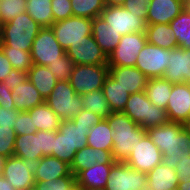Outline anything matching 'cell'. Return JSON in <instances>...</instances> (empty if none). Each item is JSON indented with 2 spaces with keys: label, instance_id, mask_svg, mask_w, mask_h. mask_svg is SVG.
Wrapping results in <instances>:
<instances>
[{
  "label": "cell",
  "instance_id": "6da1fadb",
  "mask_svg": "<svg viewBox=\"0 0 190 190\" xmlns=\"http://www.w3.org/2000/svg\"><path fill=\"white\" fill-rule=\"evenodd\" d=\"M106 120L113 130V160L125 162L137 143L146 134V129H143L123 112H112Z\"/></svg>",
  "mask_w": 190,
  "mask_h": 190
},
{
  "label": "cell",
  "instance_id": "7a4b0ae2",
  "mask_svg": "<svg viewBox=\"0 0 190 190\" xmlns=\"http://www.w3.org/2000/svg\"><path fill=\"white\" fill-rule=\"evenodd\" d=\"M42 27L26 12L0 25V43L17 50L31 51Z\"/></svg>",
  "mask_w": 190,
  "mask_h": 190
},
{
  "label": "cell",
  "instance_id": "3957f363",
  "mask_svg": "<svg viewBox=\"0 0 190 190\" xmlns=\"http://www.w3.org/2000/svg\"><path fill=\"white\" fill-rule=\"evenodd\" d=\"M143 129L169 123L166 109L152 104L145 91L132 93L122 111Z\"/></svg>",
  "mask_w": 190,
  "mask_h": 190
},
{
  "label": "cell",
  "instance_id": "277c9868",
  "mask_svg": "<svg viewBox=\"0 0 190 190\" xmlns=\"http://www.w3.org/2000/svg\"><path fill=\"white\" fill-rule=\"evenodd\" d=\"M48 106L62 120H73L83 105L80 95H77L69 81H58L50 96L45 99Z\"/></svg>",
  "mask_w": 190,
  "mask_h": 190
},
{
  "label": "cell",
  "instance_id": "5b68a950",
  "mask_svg": "<svg viewBox=\"0 0 190 190\" xmlns=\"http://www.w3.org/2000/svg\"><path fill=\"white\" fill-rule=\"evenodd\" d=\"M93 19L72 16L54 22L50 27L61 47L66 51L71 44L86 40L92 33Z\"/></svg>",
  "mask_w": 190,
  "mask_h": 190
},
{
  "label": "cell",
  "instance_id": "8992f818",
  "mask_svg": "<svg viewBox=\"0 0 190 190\" xmlns=\"http://www.w3.org/2000/svg\"><path fill=\"white\" fill-rule=\"evenodd\" d=\"M108 74V64L75 65L69 82L77 95H83L91 91L102 90Z\"/></svg>",
  "mask_w": 190,
  "mask_h": 190
},
{
  "label": "cell",
  "instance_id": "52a82bcc",
  "mask_svg": "<svg viewBox=\"0 0 190 190\" xmlns=\"http://www.w3.org/2000/svg\"><path fill=\"white\" fill-rule=\"evenodd\" d=\"M65 54L66 51L57 41L51 27L41 28L31 47L33 64L48 66Z\"/></svg>",
  "mask_w": 190,
  "mask_h": 190
},
{
  "label": "cell",
  "instance_id": "ba28073f",
  "mask_svg": "<svg viewBox=\"0 0 190 190\" xmlns=\"http://www.w3.org/2000/svg\"><path fill=\"white\" fill-rule=\"evenodd\" d=\"M146 43L145 32L123 35L116 49L108 56V66L135 67L137 55Z\"/></svg>",
  "mask_w": 190,
  "mask_h": 190
},
{
  "label": "cell",
  "instance_id": "9c48e42d",
  "mask_svg": "<svg viewBox=\"0 0 190 190\" xmlns=\"http://www.w3.org/2000/svg\"><path fill=\"white\" fill-rule=\"evenodd\" d=\"M170 50L146 43L137 55L135 67L148 78L163 77L169 65Z\"/></svg>",
  "mask_w": 190,
  "mask_h": 190
},
{
  "label": "cell",
  "instance_id": "30bf717a",
  "mask_svg": "<svg viewBox=\"0 0 190 190\" xmlns=\"http://www.w3.org/2000/svg\"><path fill=\"white\" fill-rule=\"evenodd\" d=\"M100 16L120 35L146 31V22L123 6H105Z\"/></svg>",
  "mask_w": 190,
  "mask_h": 190
},
{
  "label": "cell",
  "instance_id": "8fae6325",
  "mask_svg": "<svg viewBox=\"0 0 190 190\" xmlns=\"http://www.w3.org/2000/svg\"><path fill=\"white\" fill-rule=\"evenodd\" d=\"M147 174L125 162H116L109 173L106 190H141L147 186Z\"/></svg>",
  "mask_w": 190,
  "mask_h": 190
},
{
  "label": "cell",
  "instance_id": "7c38bea8",
  "mask_svg": "<svg viewBox=\"0 0 190 190\" xmlns=\"http://www.w3.org/2000/svg\"><path fill=\"white\" fill-rule=\"evenodd\" d=\"M125 163L133 169L147 174L162 163V153L146 133L137 143Z\"/></svg>",
  "mask_w": 190,
  "mask_h": 190
},
{
  "label": "cell",
  "instance_id": "4fadbf2b",
  "mask_svg": "<svg viewBox=\"0 0 190 190\" xmlns=\"http://www.w3.org/2000/svg\"><path fill=\"white\" fill-rule=\"evenodd\" d=\"M2 176L16 190H33L36 183L33 164L15 156L6 158Z\"/></svg>",
  "mask_w": 190,
  "mask_h": 190
},
{
  "label": "cell",
  "instance_id": "5bb4252c",
  "mask_svg": "<svg viewBox=\"0 0 190 190\" xmlns=\"http://www.w3.org/2000/svg\"><path fill=\"white\" fill-rule=\"evenodd\" d=\"M66 54L76 65H101L108 63V57L96 43L94 37L86 36V40L71 44Z\"/></svg>",
  "mask_w": 190,
  "mask_h": 190
},
{
  "label": "cell",
  "instance_id": "9a60e30c",
  "mask_svg": "<svg viewBox=\"0 0 190 190\" xmlns=\"http://www.w3.org/2000/svg\"><path fill=\"white\" fill-rule=\"evenodd\" d=\"M166 112L170 122L183 123L190 115L189 83L173 84Z\"/></svg>",
  "mask_w": 190,
  "mask_h": 190
},
{
  "label": "cell",
  "instance_id": "2e32d148",
  "mask_svg": "<svg viewBox=\"0 0 190 190\" xmlns=\"http://www.w3.org/2000/svg\"><path fill=\"white\" fill-rule=\"evenodd\" d=\"M190 156V135L181 123L171 122V142L169 153L162 154V164L175 169L181 158Z\"/></svg>",
  "mask_w": 190,
  "mask_h": 190
},
{
  "label": "cell",
  "instance_id": "e0dca14e",
  "mask_svg": "<svg viewBox=\"0 0 190 190\" xmlns=\"http://www.w3.org/2000/svg\"><path fill=\"white\" fill-rule=\"evenodd\" d=\"M186 7V0H149L146 24H169Z\"/></svg>",
  "mask_w": 190,
  "mask_h": 190
},
{
  "label": "cell",
  "instance_id": "ac0fdd59",
  "mask_svg": "<svg viewBox=\"0 0 190 190\" xmlns=\"http://www.w3.org/2000/svg\"><path fill=\"white\" fill-rule=\"evenodd\" d=\"M109 75L130 94L145 91L149 79L131 66H109Z\"/></svg>",
  "mask_w": 190,
  "mask_h": 190
},
{
  "label": "cell",
  "instance_id": "d6986e66",
  "mask_svg": "<svg viewBox=\"0 0 190 190\" xmlns=\"http://www.w3.org/2000/svg\"><path fill=\"white\" fill-rule=\"evenodd\" d=\"M163 78L171 84L185 83L190 75V54L181 47L170 49V58Z\"/></svg>",
  "mask_w": 190,
  "mask_h": 190
},
{
  "label": "cell",
  "instance_id": "ffe728a7",
  "mask_svg": "<svg viewBox=\"0 0 190 190\" xmlns=\"http://www.w3.org/2000/svg\"><path fill=\"white\" fill-rule=\"evenodd\" d=\"M99 164H115L112 153L98 148L85 146L75 153L73 162L70 165L71 173L76 176L83 169Z\"/></svg>",
  "mask_w": 190,
  "mask_h": 190
},
{
  "label": "cell",
  "instance_id": "44dd1931",
  "mask_svg": "<svg viewBox=\"0 0 190 190\" xmlns=\"http://www.w3.org/2000/svg\"><path fill=\"white\" fill-rule=\"evenodd\" d=\"M35 181L57 180L67 175H73L70 165L54 156H43L33 164Z\"/></svg>",
  "mask_w": 190,
  "mask_h": 190
},
{
  "label": "cell",
  "instance_id": "7402d4cb",
  "mask_svg": "<svg viewBox=\"0 0 190 190\" xmlns=\"http://www.w3.org/2000/svg\"><path fill=\"white\" fill-rule=\"evenodd\" d=\"M14 156L28 163L36 164L42 158L40 131L26 135H16Z\"/></svg>",
  "mask_w": 190,
  "mask_h": 190
},
{
  "label": "cell",
  "instance_id": "603a6c76",
  "mask_svg": "<svg viewBox=\"0 0 190 190\" xmlns=\"http://www.w3.org/2000/svg\"><path fill=\"white\" fill-rule=\"evenodd\" d=\"M91 34L107 57L116 49L122 37L101 16L93 19Z\"/></svg>",
  "mask_w": 190,
  "mask_h": 190
},
{
  "label": "cell",
  "instance_id": "cb8c5ba5",
  "mask_svg": "<svg viewBox=\"0 0 190 190\" xmlns=\"http://www.w3.org/2000/svg\"><path fill=\"white\" fill-rule=\"evenodd\" d=\"M14 86L11 95L16 110L27 111L45 102L42 95L29 80Z\"/></svg>",
  "mask_w": 190,
  "mask_h": 190
},
{
  "label": "cell",
  "instance_id": "d4e9b609",
  "mask_svg": "<svg viewBox=\"0 0 190 190\" xmlns=\"http://www.w3.org/2000/svg\"><path fill=\"white\" fill-rule=\"evenodd\" d=\"M147 187L152 190H177L176 170L162 163L147 173Z\"/></svg>",
  "mask_w": 190,
  "mask_h": 190
},
{
  "label": "cell",
  "instance_id": "484cf974",
  "mask_svg": "<svg viewBox=\"0 0 190 190\" xmlns=\"http://www.w3.org/2000/svg\"><path fill=\"white\" fill-rule=\"evenodd\" d=\"M113 165L114 164L96 163L90 168L83 169L76 175L77 186L85 188H105Z\"/></svg>",
  "mask_w": 190,
  "mask_h": 190
},
{
  "label": "cell",
  "instance_id": "4316f807",
  "mask_svg": "<svg viewBox=\"0 0 190 190\" xmlns=\"http://www.w3.org/2000/svg\"><path fill=\"white\" fill-rule=\"evenodd\" d=\"M33 122V131H55L59 129L62 120L46 102L27 110Z\"/></svg>",
  "mask_w": 190,
  "mask_h": 190
},
{
  "label": "cell",
  "instance_id": "83f0119b",
  "mask_svg": "<svg viewBox=\"0 0 190 190\" xmlns=\"http://www.w3.org/2000/svg\"><path fill=\"white\" fill-rule=\"evenodd\" d=\"M27 73L28 80L39 91L44 100L47 99L58 82L57 78L47 66L36 64H33Z\"/></svg>",
  "mask_w": 190,
  "mask_h": 190
},
{
  "label": "cell",
  "instance_id": "f1b7e54d",
  "mask_svg": "<svg viewBox=\"0 0 190 190\" xmlns=\"http://www.w3.org/2000/svg\"><path fill=\"white\" fill-rule=\"evenodd\" d=\"M145 33L150 44L169 50L179 47L169 24H147Z\"/></svg>",
  "mask_w": 190,
  "mask_h": 190
},
{
  "label": "cell",
  "instance_id": "f546056e",
  "mask_svg": "<svg viewBox=\"0 0 190 190\" xmlns=\"http://www.w3.org/2000/svg\"><path fill=\"white\" fill-rule=\"evenodd\" d=\"M102 91L112 112H122L131 95L109 74L104 81Z\"/></svg>",
  "mask_w": 190,
  "mask_h": 190
},
{
  "label": "cell",
  "instance_id": "4dcf8cb0",
  "mask_svg": "<svg viewBox=\"0 0 190 190\" xmlns=\"http://www.w3.org/2000/svg\"><path fill=\"white\" fill-rule=\"evenodd\" d=\"M172 85L163 77L149 78L145 87V93L149 101L159 108L166 109L170 98Z\"/></svg>",
  "mask_w": 190,
  "mask_h": 190
},
{
  "label": "cell",
  "instance_id": "1f68e13d",
  "mask_svg": "<svg viewBox=\"0 0 190 190\" xmlns=\"http://www.w3.org/2000/svg\"><path fill=\"white\" fill-rule=\"evenodd\" d=\"M113 130L110 128L106 119H102L95 124L87 135V146L98 148L105 151L113 150Z\"/></svg>",
  "mask_w": 190,
  "mask_h": 190
},
{
  "label": "cell",
  "instance_id": "d6a6232c",
  "mask_svg": "<svg viewBox=\"0 0 190 190\" xmlns=\"http://www.w3.org/2000/svg\"><path fill=\"white\" fill-rule=\"evenodd\" d=\"M91 128L76 126L72 120L62 121L58 131L65 135L71 150L79 151L87 146V135Z\"/></svg>",
  "mask_w": 190,
  "mask_h": 190
},
{
  "label": "cell",
  "instance_id": "836d02e7",
  "mask_svg": "<svg viewBox=\"0 0 190 190\" xmlns=\"http://www.w3.org/2000/svg\"><path fill=\"white\" fill-rule=\"evenodd\" d=\"M51 1L52 0H26L27 13L42 28L50 27L54 23Z\"/></svg>",
  "mask_w": 190,
  "mask_h": 190
},
{
  "label": "cell",
  "instance_id": "e575fe53",
  "mask_svg": "<svg viewBox=\"0 0 190 190\" xmlns=\"http://www.w3.org/2000/svg\"><path fill=\"white\" fill-rule=\"evenodd\" d=\"M178 46L182 49L190 48V11L185 7L182 12L169 23Z\"/></svg>",
  "mask_w": 190,
  "mask_h": 190
},
{
  "label": "cell",
  "instance_id": "d590c367",
  "mask_svg": "<svg viewBox=\"0 0 190 190\" xmlns=\"http://www.w3.org/2000/svg\"><path fill=\"white\" fill-rule=\"evenodd\" d=\"M80 100L83 109L91 111L103 119H106L112 113L102 90L91 91L80 95Z\"/></svg>",
  "mask_w": 190,
  "mask_h": 190
},
{
  "label": "cell",
  "instance_id": "8d00e7d4",
  "mask_svg": "<svg viewBox=\"0 0 190 190\" xmlns=\"http://www.w3.org/2000/svg\"><path fill=\"white\" fill-rule=\"evenodd\" d=\"M104 0H71L73 16L95 19L105 7Z\"/></svg>",
  "mask_w": 190,
  "mask_h": 190
},
{
  "label": "cell",
  "instance_id": "74e56055",
  "mask_svg": "<svg viewBox=\"0 0 190 190\" xmlns=\"http://www.w3.org/2000/svg\"><path fill=\"white\" fill-rule=\"evenodd\" d=\"M0 48L10 61L11 66L18 71L28 72L33 65L31 51L17 50L13 47H7L0 43Z\"/></svg>",
  "mask_w": 190,
  "mask_h": 190
},
{
  "label": "cell",
  "instance_id": "f35d334b",
  "mask_svg": "<svg viewBox=\"0 0 190 190\" xmlns=\"http://www.w3.org/2000/svg\"><path fill=\"white\" fill-rule=\"evenodd\" d=\"M151 141L159 148L161 153H169L171 142V122L157 127L146 129Z\"/></svg>",
  "mask_w": 190,
  "mask_h": 190
},
{
  "label": "cell",
  "instance_id": "ab89813d",
  "mask_svg": "<svg viewBox=\"0 0 190 190\" xmlns=\"http://www.w3.org/2000/svg\"><path fill=\"white\" fill-rule=\"evenodd\" d=\"M26 12V0H0V25Z\"/></svg>",
  "mask_w": 190,
  "mask_h": 190
},
{
  "label": "cell",
  "instance_id": "60d3db41",
  "mask_svg": "<svg viewBox=\"0 0 190 190\" xmlns=\"http://www.w3.org/2000/svg\"><path fill=\"white\" fill-rule=\"evenodd\" d=\"M76 150H71L70 144L65 135L56 130L54 137V150L50 156L57 157L59 160L71 165L75 157Z\"/></svg>",
  "mask_w": 190,
  "mask_h": 190
},
{
  "label": "cell",
  "instance_id": "b9f144b4",
  "mask_svg": "<svg viewBox=\"0 0 190 190\" xmlns=\"http://www.w3.org/2000/svg\"><path fill=\"white\" fill-rule=\"evenodd\" d=\"M33 190H78L76 176L67 175L54 181H36Z\"/></svg>",
  "mask_w": 190,
  "mask_h": 190
},
{
  "label": "cell",
  "instance_id": "7bdbcfd3",
  "mask_svg": "<svg viewBox=\"0 0 190 190\" xmlns=\"http://www.w3.org/2000/svg\"><path fill=\"white\" fill-rule=\"evenodd\" d=\"M75 65L69 56L65 54L62 57H58L57 61L50 63L47 67L58 81H69Z\"/></svg>",
  "mask_w": 190,
  "mask_h": 190
},
{
  "label": "cell",
  "instance_id": "ee69618b",
  "mask_svg": "<svg viewBox=\"0 0 190 190\" xmlns=\"http://www.w3.org/2000/svg\"><path fill=\"white\" fill-rule=\"evenodd\" d=\"M16 133L13 127H0V155L6 158L14 156Z\"/></svg>",
  "mask_w": 190,
  "mask_h": 190
},
{
  "label": "cell",
  "instance_id": "f6af8a7d",
  "mask_svg": "<svg viewBox=\"0 0 190 190\" xmlns=\"http://www.w3.org/2000/svg\"><path fill=\"white\" fill-rule=\"evenodd\" d=\"M51 10L54 22L65 20L73 16L71 0H52Z\"/></svg>",
  "mask_w": 190,
  "mask_h": 190
},
{
  "label": "cell",
  "instance_id": "bcb514c9",
  "mask_svg": "<svg viewBox=\"0 0 190 190\" xmlns=\"http://www.w3.org/2000/svg\"><path fill=\"white\" fill-rule=\"evenodd\" d=\"M16 135H26L35 133L33 131V122L30 114L27 111H20L14 125Z\"/></svg>",
  "mask_w": 190,
  "mask_h": 190
},
{
  "label": "cell",
  "instance_id": "7dc6e473",
  "mask_svg": "<svg viewBox=\"0 0 190 190\" xmlns=\"http://www.w3.org/2000/svg\"><path fill=\"white\" fill-rule=\"evenodd\" d=\"M103 118H101L99 115L82 109L74 119L72 120L76 126H82L87 128H92L95 124L99 123Z\"/></svg>",
  "mask_w": 190,
  "mask_h": 190
},
{
  "label": "cell",
  "instance_id": "c3c4849f",
  "mask_svg": "<svg viewBox=\"0 0 190 190\" xmlns=\"http://www.w3.org/2000/svg\"><path fill=\"white\" fill-rule=\"evenodd\" d=\"M149 0H126L122 5L126 10L138 15L145 22L148 16Z\"/></svg>",
  "mask_w": 190,
  "mask_h": 190
},
{
  "label": "cell",
  "instance_id": "681fc988",
  "mask_svg": "<svg viewBox=\"0 0 190 190\" xmlns=\"http://www.w3.org/2000/svg\"><path fill=\"white\" fill-rule=\"evenodd\" d=\"M54 137H56L55 131H40V143L43 156H50L54 150Z\"/></svg>",
  "mask_w": 190,
  "mask_h": 190
},
{
  "label": "cell",
  "instance_id": "f907efd6",
  "mask_svg": "<svg viewBox=\"0 0 190 190\" xmlns=\"http://www.w3.org/2000/svg\"><path fill=\"white\" fill-rule=\"evenodd\" d=\"M179 182L190 181V156L181 158L175 167Z\"/></svg>",
  "mask_w": 190,
  "mask_h": 190
},
{
  "label": "cell",
  "instance_id": "816d5d0a",
  "mask_svg": "<svg viewBox=\"0 0 190 190\" xmlns=\"http://www.w3.org/2000/svg\"><path fill=\"white\" fill-rule=\"evenodd\" d=\"M26 80H28V73L18 71L17 69L13 68L10 73L5 77L3 83H5L10 90H13L15 88L14 85H17L18 83H23Z\"/></svg>",
  "mask_w": 190,
  "mask_h": 190
},
{
  "label": "cell",
  "instance_id": "f5cc1de1",
  "mask_svg": "<svg viewBox=\"0 0 190 190\" xmlns=\"http://www.w3.org/2000/svg\"><path fill=\"white\" fill-rule=\"evenodd\" d=\"M19 113V110H7L0 106V127H14Z\"/></svg>",
  "mask_w": 190,
  "mask_h": 190
},
{
  "label": "cell",
  "instance_id": "db71d44e",
  "mask_svg": "<svg viewBox=\"0 0 190 190\" xmlns=\"http://www.w3.org/2000/svg\"><path fill=\"white\" fill-rule=\"evenodd\" d=\"M0 106L7 110L15 109L10 88L3 82H0Z\"/></svg>",
  "mask_w": 190,
  "mask_h": 190
},
{
  "label": "cell",
  "instance_id": "11a10c76",
  "mask_svg": "<svg viewBox=\"0 0 190 190\" xmlns=\"http://www.w3.org/2000/svg\"><path fill=\"white\" fill-rule=\"evenodd\" d=\"M13 69L10 61L5 56V53L0 48V82H3L5 77L10 73Z\"/></svg>",
  "mask_w": 190,
  "mask_h": 190
},
{
  "label": "cell",
  "instance_id": "9f6ffc18",
  "mask_svg": "<svg viewBox=\"0 0 190 190\" xmlns=\"http://www.w3.org/2000/svg\"><path fill=\"white\" fill-rule=\"evenodd\" d=\"M0 190H16L3 176H0Z\"/></svg>",
  "mask_w": 190,
  "mask_h": 190
},
{
  "label": "cell",
  "instance_id": "6f0895ef",
  "mask_svg": "<svg viewBox=\"0 0 190 190\" xmlns=\"http://www.w3.org/2000/svg\"><path fill=\"white\" fill-rule=\"evenodd\" d=\"M126 0H104L106 6H122Z\"/></svg>",
  "mask_w": 190,
  "mask_h": 190
},
{
  "label": "cell",
  "instance_id": "680465c9",
  "mask_svg": "<svg viewBox=\"0 0 190 190\" xmlns=\"http://www.w3.org/2000/svg\"><path fill=\"white\" fill-rule=\"evenodd\" d=\"M177 190H190V181L188 182H179Z\"/></svg>",
  "mask_w": 190,
  "mask_h": 190
},
{
  "label": "cell",
  "instance_id": "91938a15",
  "mask_svg": "<svg viewBox=\"0 0 190 190\" xmlns=\"http://www.w3.org/2000/svg\"><path fill=\"white\" fill-rule=\"evenodd\" d=\"M183 130H185L190 135V115L189 117L182 123Z\"/></svg>",
  "mask_w": 190,
  "mask_h": 190
},
{
  "label": "cell",
  "instance_id": "94428289",
  "mask_svg": "<svg viewBox=\"0 0 190 190\" xmlns=\"http://www.w3.org/2000/svg\"><path fill=\"white\" fill-rule=\"evenodd\" d=\"M5 160H6V157L0 155V176H2Z\"/></svg>",
  "mask_w": 190,
  "mask_h": 190
},
{
  "label": "cell",
  "instance_id": "6125c7cd",
  "mask_svg": "<svg viewBox=\"0 0 190 190\" xmlns=\"http://www.w3.org/2000/svg\"><path fill=\"white\" fill-rule=\"evenodd\" d=\"M78 190H106V188H85L81 186H77Z\"/></svg>",
  "mask_w": 190,
  "mask_h": 190
},
{
  "label": "cell",
  "instance_id": "be15d7a7",
  "mask_svg": "<svg viewBox=\"0 0 190 190\" xmlns=\"http://www.w3.org/2000/svg\"><path fill=\"white\" fill-rule=\"evenodd\" d=\"M186 7H187L188 10L190 11V0H186Z\"/></svg>",
  "mask_w": 190,
  "mask_h": 190
},
{
  "label": "cell",
  "instance_id": "e7e4bbea",
  "mask_svg": "<svg viewBox=\"0 0 190 190\" xmlns=\"http://www.w3.org/2000/svg\"><path fill=\"white\" fill-rule=\"evenodd\" d=\"M187 52H188V54H190V48L189 49H185ZM190 82V75H189V78L186 80V83H189Z\"/></svg>",
  "mask_w": 190,
  "mask_h": 190
},
{
  "label": "cell",
  "instance_id": "03108f58",
  "mask_svg": "<svg viewBox=\"0 0 190 190\" xmlns=\"http://www.w3.org/2000/svg\"><path fill=\"white\" fill-rule=\"evenodd\" d=\"M141 190H152V189H149L147 186L142 188Z\"/></svg>",
  "mask_w": 190,
  "mask_h": 190
}]
</instances>
